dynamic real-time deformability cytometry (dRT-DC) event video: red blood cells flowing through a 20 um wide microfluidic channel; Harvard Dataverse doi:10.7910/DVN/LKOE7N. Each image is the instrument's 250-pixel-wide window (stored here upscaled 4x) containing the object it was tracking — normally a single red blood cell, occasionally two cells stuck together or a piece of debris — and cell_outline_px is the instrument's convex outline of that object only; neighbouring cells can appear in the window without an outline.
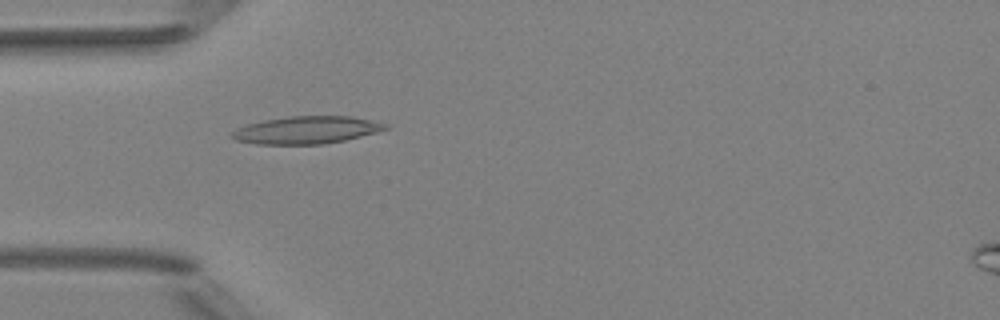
{"species": "Egyptian fruit bat (a non-hibernating species)", "species_latin": "Rousettus aegyptiacus", "temperature_condition": "room temperature", "stored_images_in_passage": 4, "camera_frame_rate_fps": 3000, "um_per_image_px": 0.085, "animal": {"sex": "female"}, "frame": {"image": 1, "passage_image": 4, "time_ms": 3.667, "image_size_px": [1000, 320], "cell_outline_px": [[388, 128], [376, 132], [344, 140], [324, 144], [256, 144], [236, 140], [228, 136], [236, 128], [248, 124], [264, 120], [288, 116], [352, 116], [388, 124]], "centroid_in_image_um": [26.01, 11.05], "position_along_channel_um": 59.0, "area_um2": 24.51}}